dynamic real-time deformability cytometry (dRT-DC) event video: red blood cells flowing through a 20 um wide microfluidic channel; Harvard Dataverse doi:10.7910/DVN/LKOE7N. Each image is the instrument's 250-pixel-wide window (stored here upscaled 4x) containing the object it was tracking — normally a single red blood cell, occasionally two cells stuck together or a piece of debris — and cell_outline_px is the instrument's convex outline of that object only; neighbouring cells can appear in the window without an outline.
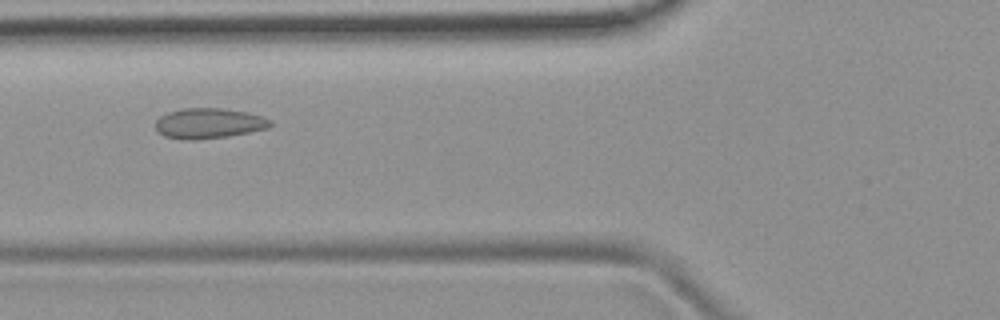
{"species": "common noctule bat (a hibernating species)", "species_latin": "Nyctalus noctula", "temperature_condition": "room temperature", "stored_images_in_passage": 41, "camera_frame_rate_fps": 3000, "um_per_image_px": 0.085, "animal": {"sex": "female", "body_mass_g": 19.9}, "frame": {"image": 1, "passage_image": 10, "time_ms": 3.0, "image_size_px": [1000, 320], "cell_outline_px": [[272, 124], [268, 128], [228, 136], [192, 140], [184, 140], [164, 136], [156, 128], [156, 120], [160, 116], [168, 112], [180, 108], [220, 108], [248, 112], [272, 120]], "centroid_in_image_um": [17.74, 10.47], "position_along_channel_um": 108.1, "area_um2": 20.23}}
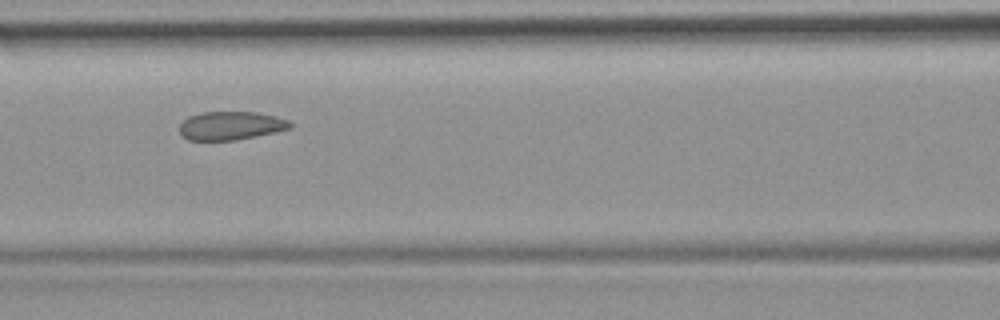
{"frame": {"image": 2, "passage_image": 13, "time_ms": 4.0, "image_size_px": [1000, 320], "cell_outline_px": [[292, 128], [256, 136], [236, 140], [188, 140], [180, 132], [180, 124], [188, 116], [200, 112], [256, 112], [276, 116], [288, 120], [292, 124]], "centroid_in_image_um": [19.62, 10.67], "position_along_channel_um": 147.0, "area_um2": 18.32}}
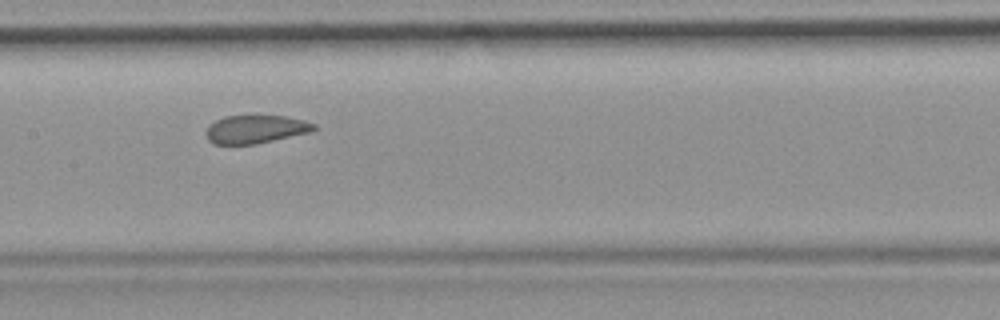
{"frame": {"image": 3, "passage_image": 16, "time_ms": 5.0, "image_size_px": [1000, 320], "cell_outline_px": [[316, 128], [312, 132], [256, 144], [212, 144], [208, 140], [204, 132], [216, 120], [224, 116], [284, 116], [304, 120], [316, 124]], "centroid_in_image_um": [21.74, 10.99], "position_along_channel_um": 185.7, "area_um2": 17.74}}